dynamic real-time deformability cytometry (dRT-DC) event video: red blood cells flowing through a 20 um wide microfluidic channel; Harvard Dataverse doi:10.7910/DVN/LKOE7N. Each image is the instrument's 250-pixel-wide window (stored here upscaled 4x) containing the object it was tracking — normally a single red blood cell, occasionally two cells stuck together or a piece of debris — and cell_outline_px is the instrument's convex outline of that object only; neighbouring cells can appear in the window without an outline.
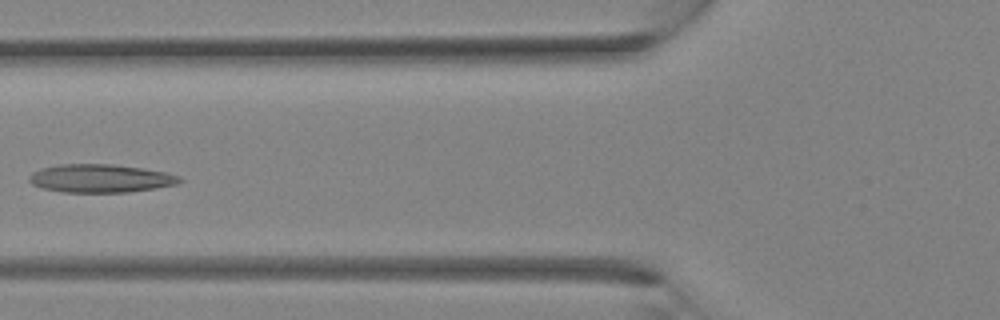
{"species": "Egyptian fruit bat (a non-hibernating species)", "species_latin": "Rousettus aegyptiacus", "temperature_condition": "room temperature", "stored_images_in_passage": 35, "camera_frame_rate_fps": 3000, "um_per_image_px": 0.085, "animal": {"sex": "female"}, "frame": {"image": 1, "passage_image": 14, "time_ms": 4.333, "image_size_px": [1000, 320], "cell_outline_px": [[184, 180], [176, 184], [156, 188], [128, 192], [64, 192], [44, 188], [32, 184], [28, 180], [28, 176], [32, 172], [40, 168], [60, 164], [112, 164], [144, 168], [164, 172], [180, 176]], "centroid_in_image_um": [8.54, 15.15], "position_along_channel_um": 117.3, "area_um2": 24.8}}
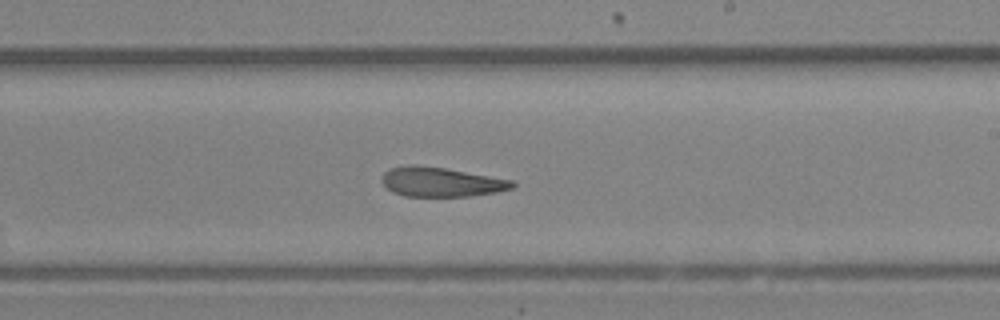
{"frame": {"image": 2, "passage_image": 21, "time_ms": 6.667, "image_size_px": [1000, 320], "cell_outline_px": [[516, 184], [512, 188], [496, 192], [468, 196], [404, 196], [392, 192], [380, 180], [384, 172], [388, 168], [408, 164], [416, 164], [444, 168], [512, 180]], "centroid_in_image_um": [37.43, 15.46], "position_along_channel_um": 251.6, "area_um2": 22.37}}
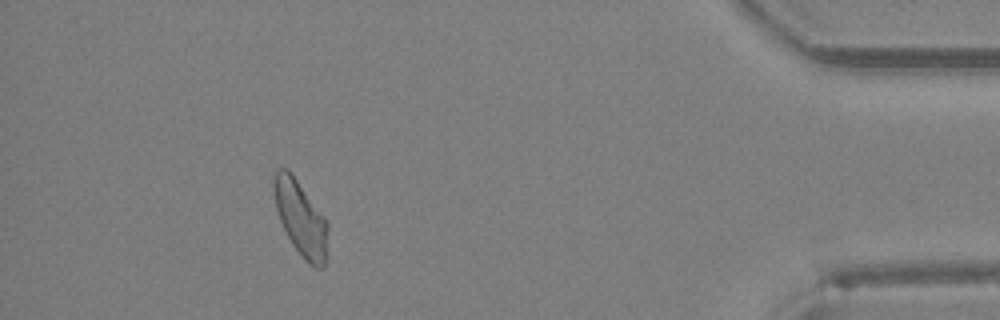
{"frame": {"image": 3, "passage_image": 32, "time_ms": 10.333, "image_size_px": [1000, 320], "cell_outline_px": [[328, 256], [324, 268], [316, 268], [304, 260], [292, 244], [280, 220], [276, 208], [272, 188], [272, 180], [276, 168], [288, 168], [328, 220]], "centroid_in_image_um": [25.59, 18.56], "position_along_channel_um": 409.6, "area_um2": 24.16}}